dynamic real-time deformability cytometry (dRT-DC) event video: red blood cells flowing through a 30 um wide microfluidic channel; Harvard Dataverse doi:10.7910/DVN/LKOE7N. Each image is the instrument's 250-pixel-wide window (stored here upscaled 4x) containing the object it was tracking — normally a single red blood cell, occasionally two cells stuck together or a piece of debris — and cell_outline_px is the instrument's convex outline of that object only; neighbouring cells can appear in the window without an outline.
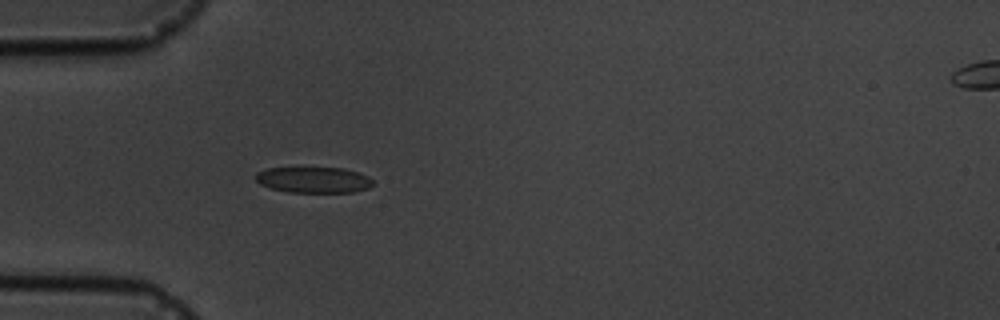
{"species": "common noctule bat (a hibernating species)", "species_latin": "Nyctalus noctula", "temperature_condition": "cold", "stored_images_in_passage": 5, "segment_of_instrument_passage": [1, 2], "camera_frame_rate_fps": 3000, "um_per_image_px": 0.085, "animal": {"sex": "male", "body_mass_g": 19.5, "forearm_length_mm": 54.6}, "frame": {"image": 1, "passage_image": 4, "time_ms": 4.333, "image_size_px": [1000, 320], "cell_outline_px": [[372, 184], [368, 188], [352, 192], [288, 192], [268, 188], [260, 184], [256, 180], [256, 172], [268, 168], [344, 168], [368, 176], [372, 180]], "centroid_in_image_um": [26.62, 15.29], "position_along_channel_um": 58.4, "area_um2": 17.63}}